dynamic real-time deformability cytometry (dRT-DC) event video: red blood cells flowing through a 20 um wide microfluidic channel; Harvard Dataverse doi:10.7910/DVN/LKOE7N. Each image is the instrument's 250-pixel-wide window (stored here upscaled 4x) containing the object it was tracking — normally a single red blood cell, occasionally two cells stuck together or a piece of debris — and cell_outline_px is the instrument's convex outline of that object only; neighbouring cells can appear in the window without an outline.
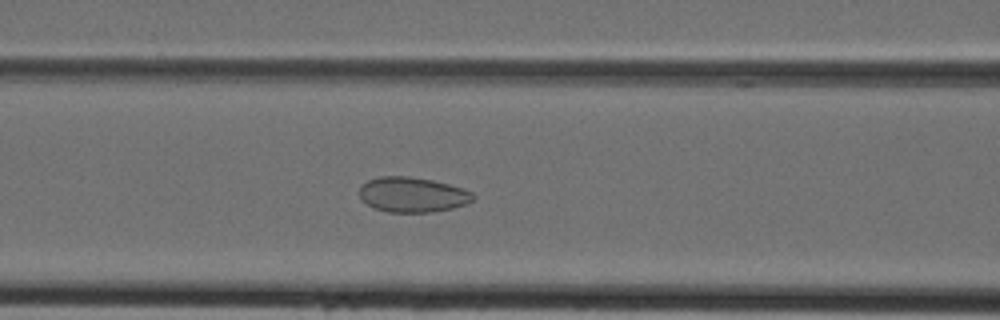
{"species": "Egyptian fruit bat (a non-hibernating species)", "species_latin": "Rousettus aegyptiacus", "temperature_condition": "cold", "stored_images_in_passage": 33, "camera_frame_rate_fps": 3000, "um_per_image_px": 0.085, "animal": {"sex": "female"}, "frame": {"image": 1, "passage_image": 9, "time_ms": 2.667, "image_size_px": [1000, 320], "cell_outline_px": [[476, 196], [472, 200], [464, 204], [452, 208], [432, 212], [388, 212], [372, 208], [360, 200], [360, 188], [368, 180], [380, 176], [408, 176], [432, 180], [464, 188], [472, 192]], "centroid_in_image_um": [35.04, 16.55], "position_along_channel_um": 131.6, "area_um2": 23.29}}
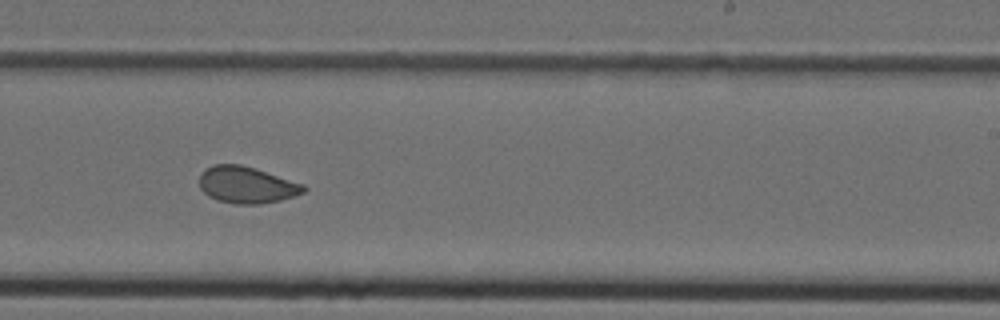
{"frame": {"image": 2, "passage_image": 18, "time_ms": 5.667, "image_size_px": [1000, 320], "cell_outline_px": [[308, 188], [304, 192], [280, 200], [260, 204], [236, 204], [220, 200], [208, 196], [200, 188], [200, 172], [204, 168], [212, 164], [240, 164], [256, 168], [304, 184]], "centroid_in_image_um": [20.95, 15.7], "position_along_channel_um": 268.0, "area_um2": 22.37}}
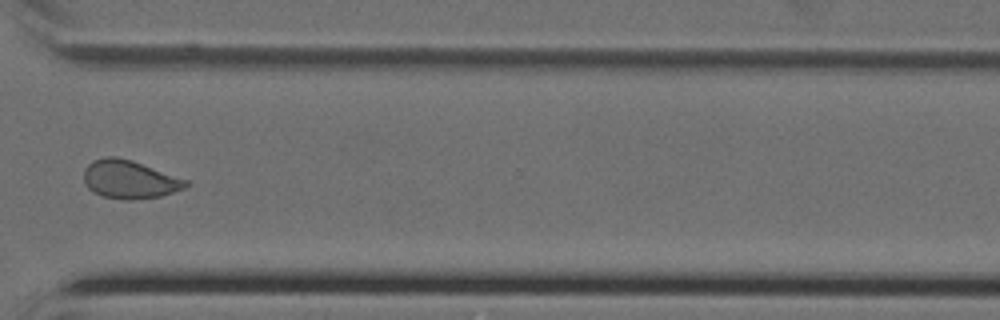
{"frame": {"image": 3, "passage_image": 24, "time_ms": 7.667, "image_size_px": [1000, 320], "cell_outline_px": [[188, 184], [184, 188], [160, 196], [132, 200], [124, 200], [100, 196], [92, 192], [84, 184], [84, 168], [92, 160], [104, 156], [116, 156], [132, 160], [188, 180]], "centroid_in_image_um": [10.95, 15.25], "position_along_channel_um": 359.6, "area_um2": 22.95}}